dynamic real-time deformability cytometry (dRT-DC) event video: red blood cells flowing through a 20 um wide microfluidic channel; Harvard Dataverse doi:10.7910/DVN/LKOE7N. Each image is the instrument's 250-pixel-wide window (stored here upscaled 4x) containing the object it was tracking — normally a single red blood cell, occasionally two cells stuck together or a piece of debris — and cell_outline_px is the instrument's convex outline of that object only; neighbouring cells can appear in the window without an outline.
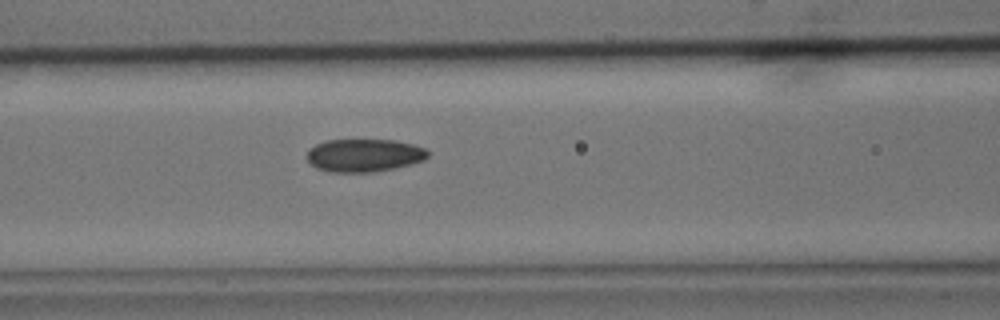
{"species": "common noctule bat (a hibernating species)", "species_latin": "Nyctalus noctula", "temperature_condition": "cold", "stored_images_in_passage": 28, "camera_frame_rate_fps": 3000, "um_per_image_px": 0.085, "animal": {"sex": "male", "body_mass_g": 15.6}, "frame": {"image": 1, "passage_image": 6, "time_ms": 1.667, "image_size_px": [1000, 320], "cell_outline_px": [[428, 156], [424, 160], [392, 168], [372, 172], [328, 172], [316, 168], [308, 160], [308, 148], [316, 144], [328, 140], [396, 140], [412, 144], [424, 148], [428, 152]], "centroid_in_image_um": [30.92, 13.2], "position_along_channel_um": 135.7, "area_um2": 23.0}}
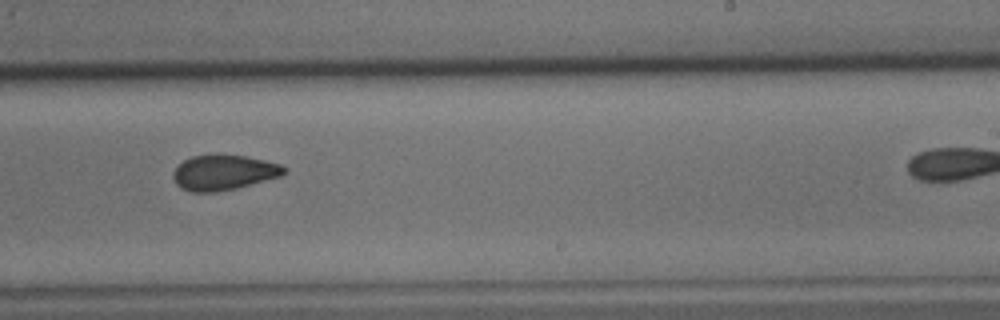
{"frame": {"image": 2, "passage_image": 17, "time_ms": 5.333, "image_size_px": [1000, 320], "cell_outline_px": [[288, 172], [280, 176], [236, 188], [216, 192], [192, 192], [180, 188], [176, 184], [172, 176], [172, 172], [184, 160], [192, 156], [220, 152], [248, 156], [280, 164], [288, 168]], "centroid_in_image_um": [19.01, 14.63], "position_along_channel_um": 270.0, "area_um2": 23.29}}
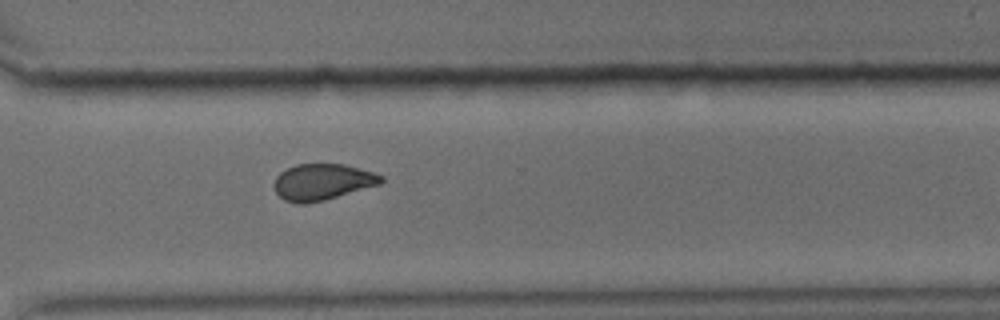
{"frame": {"image": 3, "passage_image": 23, "time_ms": 7.333, "image_size_px": [1000, 320], "cell_outline_px": [[384, 180], [380, 184], [324, 200], [304, 204], [296, 204], [284, 200], [276, 192], [276, 176], [280, 172], [296, 164], [344, 164], [376, 172], [384, 176]], "centroid_in_image_um": [27.44, 15.46], "position_along_channel_um": 343.2, "area_um2": 22.54}}